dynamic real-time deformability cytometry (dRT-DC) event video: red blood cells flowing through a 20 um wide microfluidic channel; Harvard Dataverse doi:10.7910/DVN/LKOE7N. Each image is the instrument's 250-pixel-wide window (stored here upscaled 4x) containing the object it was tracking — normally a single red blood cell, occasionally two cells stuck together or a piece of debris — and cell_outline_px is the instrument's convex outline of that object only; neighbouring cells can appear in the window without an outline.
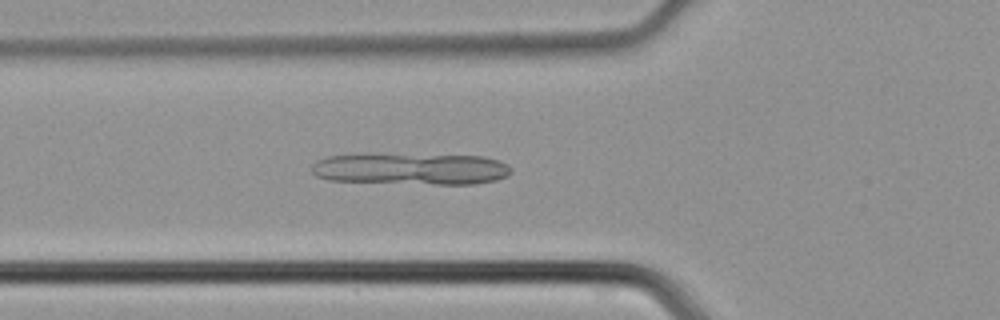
{"species": "common noctule bat (a hibernating species)", "species_latin": "Nyctalus noctula", "temperature_condition": "cold", "stored_images_in_passage": 38, "camera_frame_rate_fps": 3000, "um_per_image_px": 0.085, "animal": {"sex": "male", "body_mass_g": 21.5, "forearm_length_mm": 52.0}, "frame": {"image": 1, "passage_image": 9, "time_ms": 2.667, "image_size_px": [1000, 320], "cell_outline_px": [[512, 172], [508, 176], [496, 180], [476, 184], [436, 184], [328, 180], [316, 176], [312, 172], [312, 164], [316, 160], [328, 156], [364, 152], [484, 156], [508, 164], [512, 168]], "centroid_in_image_um": [34.91, 14.32], "position_along_channel_um": 90.9, "area_um2": 37.92}}
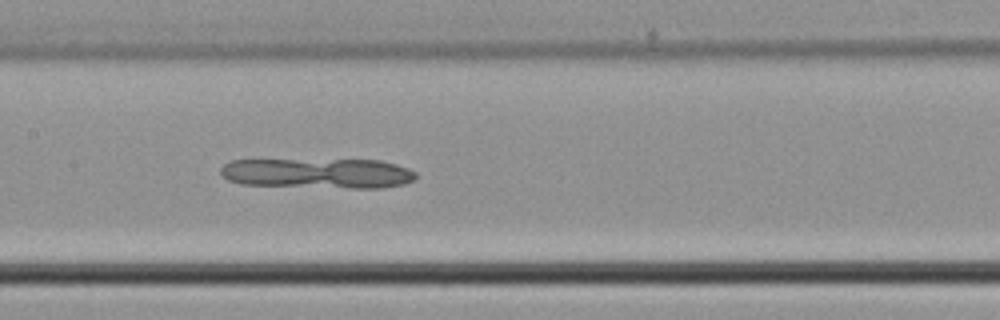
{"frame": {"image": 2, "passage_image": 15, "time_ms": 4.667, "image_size_px": [1000, 320], "cell_outline_px": [[416, 176], [412, 180], [404, 184], [380, 188], [352, 188], [244, 184], [228, 180], [220, 172], [220, 168], [224, 164], [232, 160], [380, 160], [396, 164], [408, 168], [416, 172]], "centroid_in_image_um": [27.05, 14.72], "position_along_channel_um": 180.4, "area_um2": 34.1}}
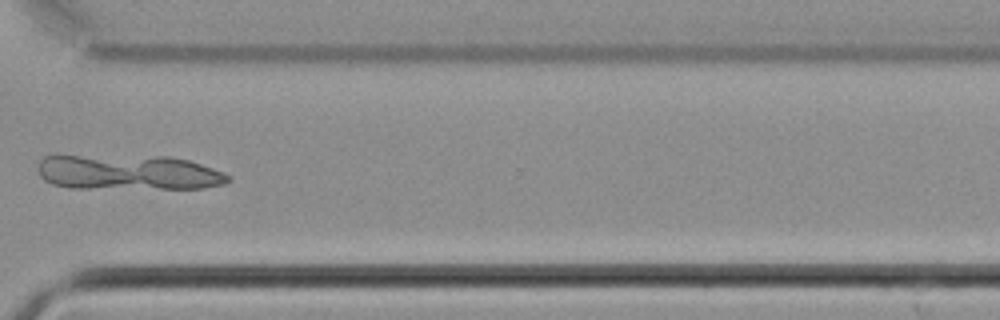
{"frame": {"image": 3, "passage_image": 27, "time_ms": 8.667, "image_size_px": [1000, 320], "cell_outline_px": [[232, 180], [224, 184], [204, 188], [68, 188], [52, 184], [44, 180], [40, 176], [40, 160], [44, 156], [56, 152], [168, 156], [188, 160], [224, 172], [232, 176]], "centroid_in_image_um": [10.81, 14.6], "position_along_channel_um": 359.8, "area_um2": 40.69}}